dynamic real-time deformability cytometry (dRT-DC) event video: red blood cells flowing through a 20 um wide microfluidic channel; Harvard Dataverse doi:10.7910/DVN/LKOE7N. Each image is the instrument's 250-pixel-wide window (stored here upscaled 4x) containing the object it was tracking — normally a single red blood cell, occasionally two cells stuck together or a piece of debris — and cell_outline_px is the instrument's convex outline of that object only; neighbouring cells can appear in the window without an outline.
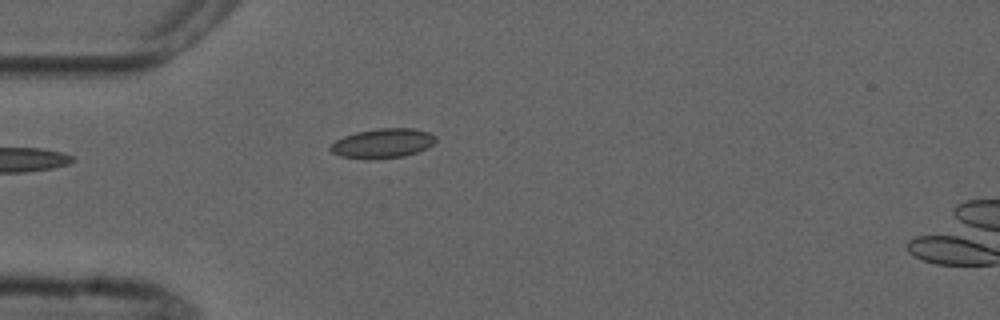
{"species": "common noctule bat (a hibernating species)", "species_latin": "Nyctalus noctula", "temperature_condition": "cold", "stored_images_in_passage": 5, "camera_frame_rate_fps": 3000, "um_per_image_px": 0.085, "animal": {"sex": "male", "forearm_length_mm": 52.5}, "frame": {"image": 1, "passage_image": 4, "time_ms": 4.333, "image_size_px": [1000, 320], "cell_outline_px": [[436, 140], [428, 148], [404, 156], [340, 156], [332, 152], [328, 148], [336, 140], [344, 136], [356, 132], [380, 128], [416, 128], [428, 132], [436, 136]], "centroid_in_image_um": [32.58, 12.12], "position_along_channel_um": 52.4, "area_um2": 17.28}}